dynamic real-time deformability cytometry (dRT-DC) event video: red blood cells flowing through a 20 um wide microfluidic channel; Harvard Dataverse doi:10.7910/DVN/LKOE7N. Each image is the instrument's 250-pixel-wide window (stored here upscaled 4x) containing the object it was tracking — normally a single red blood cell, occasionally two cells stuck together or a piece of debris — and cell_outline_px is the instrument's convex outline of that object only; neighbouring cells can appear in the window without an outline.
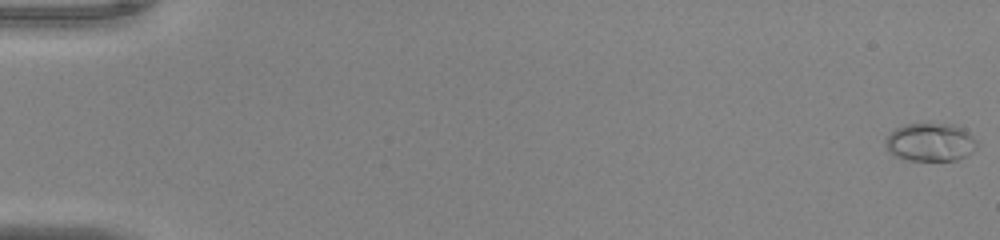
{"species": "common noctule bat (a hibernating species)", "species_latin": "Nyctalus noctula", "temperature_condition": "warm", "stored_images_in_passage": 53, "camera_frame_rate_fps": 3000, "um_per_image_px": 0.085, "animal": {"sex": "male", "body_mass_g": 20.0, "forearm_length_mm": 53.3}, "frame": {"image": 1, "passage_image": 1, "time_ms": 0.0, "image_size_px": [1000, 240], "cell_outline_px": [[980, 144], [968, 156], [956, 160], [908, 160], [896, 156], [888, 152], [884, 144], [884, 140], [896, 128], [904, 124], [928, 120], [956, 124], [964, 128]], "centroid_in_image_um": [79.1, 12.03], "position_along_channel_um": 5.9, "area_um2": 21.33}}
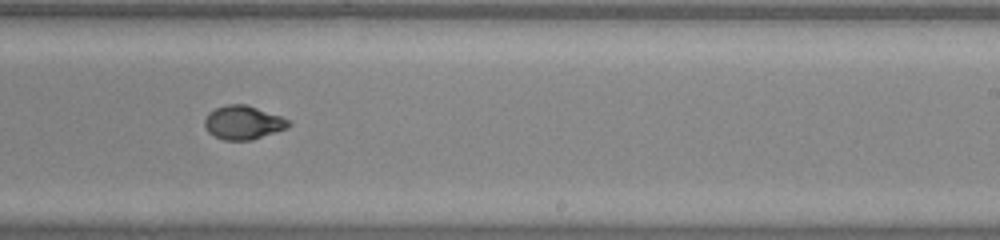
{"frame": {"image": 2, "passage_image": 34, "time_ms": 11.0, "image_size_px": [1000, 240], "cell_outline_px": [[292, 124], [288, 128], [252, 140], [224, 140], [208, 132], [204, 124], [204, 120], [208, 112], [216, 108], [228, 104], [244, 104], [280, 116], [288, 120]], "centroid_in_image_um": [20.66, 10.42], "position_along_channel_um": 268.3, "area_um2": 16.36}}
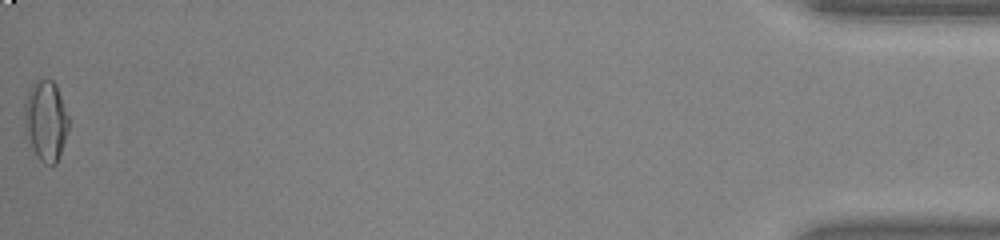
{"frame": {"image": 3, "passage_image": 53, "time_ms": 17.333, "image_size_px": [1000, 240], "cell_outline_px": [[68, 128], [56, 164], [44, 164], [36, 156], [24, 136], [24, 100], [32, 84], [36, 80], [52, 80], [56, 84], [68, 116]], "centroid_in_image_um": [3.84, 10.27], "position_along_channel_um": 431.4, "area_um2": 20.81}, "authors_computed_cell_mechanics": {"area_um2": 17.1088, "velocity_mm_per_s": 4.0354, "shape_relaxation_time_tau1_ms": 4.7066, "shape_relaxation_time_tau2_ms": 0.7257, "deformation_change_tau1": 0.226, "deformation_change_tau2": 0.042}}